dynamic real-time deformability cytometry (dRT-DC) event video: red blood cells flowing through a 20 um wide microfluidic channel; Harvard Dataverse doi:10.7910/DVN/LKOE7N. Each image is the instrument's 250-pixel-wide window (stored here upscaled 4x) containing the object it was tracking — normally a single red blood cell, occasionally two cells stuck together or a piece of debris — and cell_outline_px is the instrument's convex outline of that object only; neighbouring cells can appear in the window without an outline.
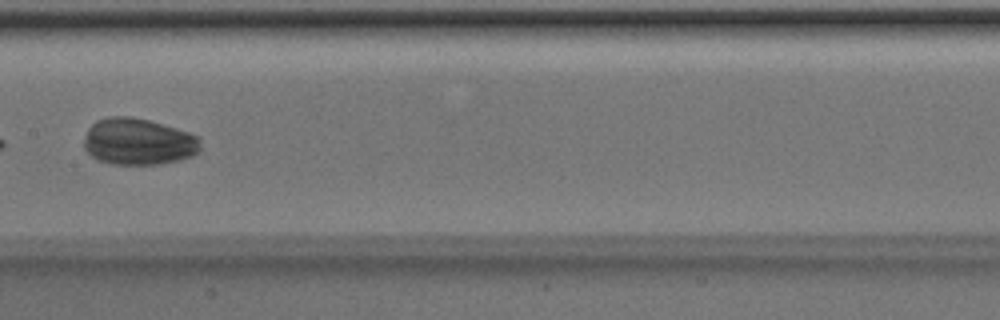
{"species": "Egyptian fruit bat (a non-hibernating species)", "species_latin": "Rousettus aegyptiacus", "temperature_condition": "room temperature", "stored_images_in_passage": 7, "camera_frame_rate_fps": 3000, "um_per_image_px": 0.085, "animal": {"sex": "male"}, "frame": {"image": 1, "passage_image": 7, "time_ms": 2.0, "image_size_px": [1000, 320], "cell_outline_px": [[200, 152], [192, 156], [180, 160], [160, 164], [112, 164], [96, 160], [84, 148], [84, 136], [88, 128], [96, 120], [108, 116], [132, 116], [148, 120], [176, 128], [200, 136]], "centroid_in_image_um": [11.76, 12.04], "position_along_channel_um": 195.6, "area_um2": 32.02}}